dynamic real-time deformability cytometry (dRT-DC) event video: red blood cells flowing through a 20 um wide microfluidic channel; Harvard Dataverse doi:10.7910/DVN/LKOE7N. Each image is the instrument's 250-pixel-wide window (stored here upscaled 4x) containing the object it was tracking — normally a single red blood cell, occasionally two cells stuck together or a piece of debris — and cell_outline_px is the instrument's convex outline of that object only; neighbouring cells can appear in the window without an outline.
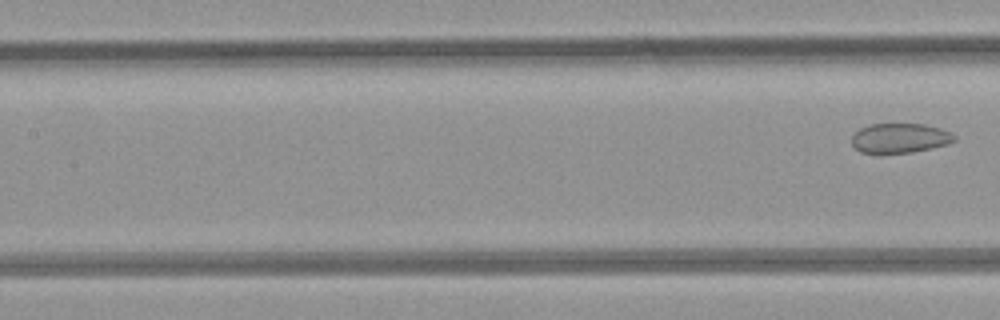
{"species": "common noctule bat (a hibernating species)", "species_latin": "Nyctalus noctula", "temperature_condition": "room temperature", "stored_images_in_passage": 9, "segment_of_instrument_passage": [2, 2], "camera_frame_rate_fps": 3000, "um_per_image_px": 0.085, "animal": {"sex": "female", "body_mass_g": 21.9}, "frame": {"image": 1, "passage_image": 9, "time_ms": 10.333, "image_size_px": [1000, 320], "cell_outline_px": [[956, 140], [948, 144], [932, 148], [912, 152], [880, 156], [860, 152], [852, 144], [852, 136], [860, 128], [868, 124], [924, 124], [940, 128], [956, 136]], "centroid_in_image_um": [76.44, 11.78], "position_along_channel_um": 131.0, "area_um2": 18.26}}